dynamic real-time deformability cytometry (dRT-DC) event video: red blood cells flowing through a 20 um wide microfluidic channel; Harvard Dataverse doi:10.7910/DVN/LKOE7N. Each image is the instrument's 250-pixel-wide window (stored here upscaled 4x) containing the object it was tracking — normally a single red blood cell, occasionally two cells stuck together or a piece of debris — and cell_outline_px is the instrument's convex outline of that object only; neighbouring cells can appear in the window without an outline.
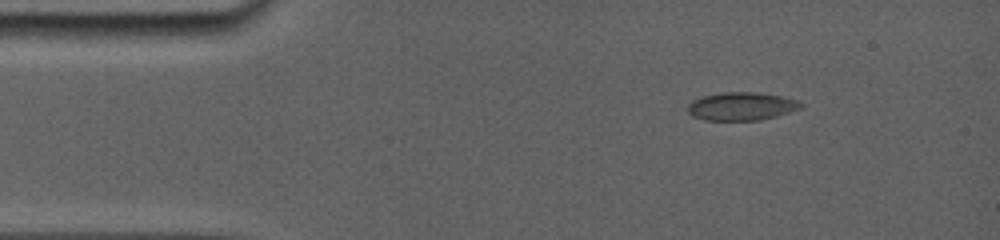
{"species": "common noctule bat (a hibernating species)", "species_latin": "Nyctalus noctula", "temperature_condition": "room temperature", "stored_images_in_passage": 72, "camera_frame_rate_fps": 5000, "um_per_image_px": 0.085, "animal": {"sex": "female", "body_mass_g": 19.0, "forearm_length_mm": 56.7}, "frame": {"image": 1, "passage_image": 1, "time_ms": 0.0, "image_size_px": [1000, 240], "cell_outline_px": [[804, 104], [800, 108], [760, 120], [704, 120], [692, 116], [688, 112], [688, 104], [692, 100], [700, 96], [720, 92], [760, 92], [784, 96], [796, 100]], "centroid_in_image_um": [62.98, 9.01], "position_along_channel_um": 22.0, "area_um2": 18.61}}
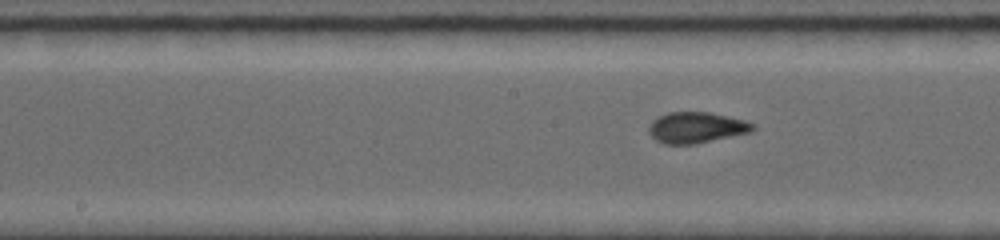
{"frame": {"image": 2, "passage_image": 31, "time_ms": 6.0, "image_size_px": [1000, 240], "cell_outline_px": [[752, 128], [748, 132], [692, 144], [668, 144], [656, 140], [652, 136], [652, 120], [668, 112], [708, 112], [744, 120], [752, 124]], "centroid_in_image_um": [59.16, 10.83], "position_along_channel_um": 189.0, "area_um2": 17.86}}
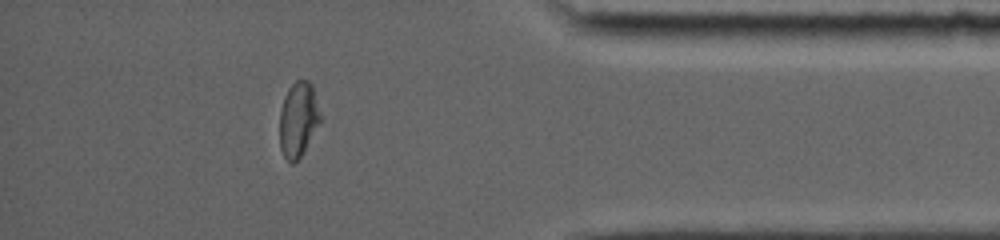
{"frame": {"image": 3, "passage_image": 62, "time_ms": 12.2, "image_size_px": [1000, 240], "cell_outline_px": [[320, 120], [300, 156], [292, 164], [284, 156], [280, 148], [280, 108], [284, 96], [288, 88], [296, 80], [308, 80], [312, 84], [320, 112]], "centroid_in_image_um": [25.32, 10.1], "position_along_channel_um": 409.9, "area_um2": 17.4}}